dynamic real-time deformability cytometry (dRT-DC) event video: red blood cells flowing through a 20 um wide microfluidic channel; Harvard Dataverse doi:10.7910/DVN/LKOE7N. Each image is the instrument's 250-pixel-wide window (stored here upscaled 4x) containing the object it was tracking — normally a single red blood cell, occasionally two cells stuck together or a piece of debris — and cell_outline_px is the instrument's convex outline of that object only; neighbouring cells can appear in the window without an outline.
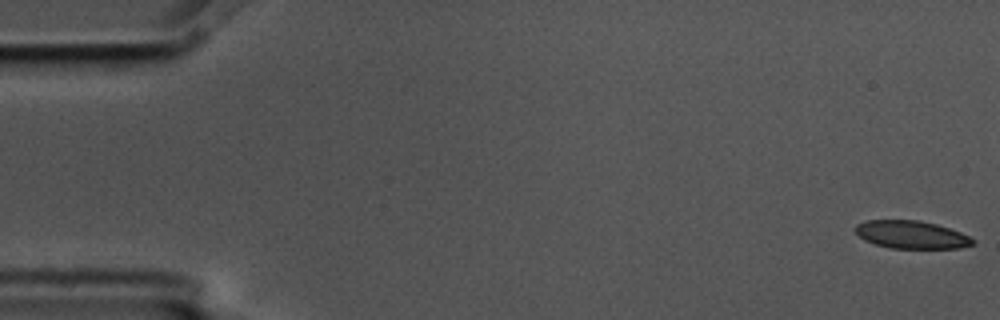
{"species": "common noctule bat (a hibernating species)", "species_latin": "Nyctalus noctula", "temperature_condition": "cold", "stored_images_in_passage": 8, "camera_frame_rate_fps": 3000, "um_per_image_px": 0.085, "animal": {"sex": "male", "body_mass_g": 17.5, "forearm_length_mm": 52.3}, "frame": {"image": 1, "passage_image": 1, "time_ms": 0.0, "image_size_px": [1000, 320], "cell_outline_px": [[976, 244], [960, 248], [892, 248], [876, 244], [864, 240], [856, 232], [856, 224], [868, 220], [920, 220], [936, 224], [960, 232], [976, 240]], "centroid_in_image_um": [77.5, 19.95], "position_along_channel_um": 7.5, "area_um2": 18.96}}
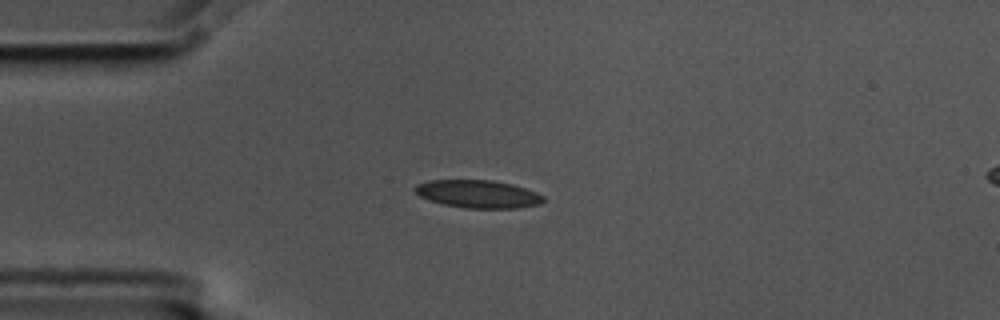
{"frame": {"image": 2, "passage_image": 4, "time_ms": 1.0, "image_size_px": [1000, 320], "cell_outline_px": [[544, 200], [540, 204], [516, 208], [464, 208], [444, 204], [428, 200], [420, 196], [416, 192], [416, 184], [428, 180], [492, 180], [512, 184], [536, 192], [544, 196]], "centroid_in_image_um": [40.63, 16.49], "position_along_channel_um": 44.4, "area_um2": 20.75}}